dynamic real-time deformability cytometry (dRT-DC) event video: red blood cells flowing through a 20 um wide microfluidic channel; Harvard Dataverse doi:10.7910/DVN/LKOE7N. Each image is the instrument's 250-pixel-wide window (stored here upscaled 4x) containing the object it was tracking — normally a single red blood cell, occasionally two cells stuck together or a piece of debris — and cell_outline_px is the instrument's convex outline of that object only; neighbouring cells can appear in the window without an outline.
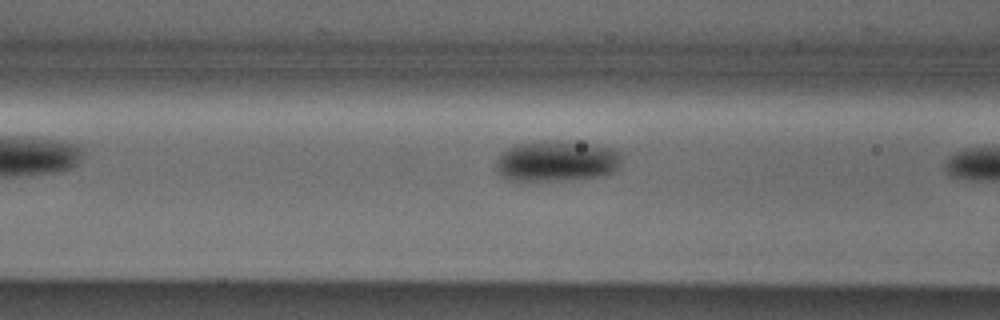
{"species": "Egyptian fruit bat (a non-hibernating species)", "species_latin": "Rousettus aegyptiacus", "temperature_condition": "cold", "stored_images_in_passage": 7, "camera_frame_rate_fps": 3000, "um_per_image_px": 0.085, "animal": {"sex": "male"}, "frame": {"image": 1, "passage_image": 5, "time_ms": 1.333, "image_size_px": [1000, 320], "cell_outline_px": [[624, 156], [620, 164], [612, 172], [600, 176], [572, 180], [508, 180], [500, 176], [496, 172], [496, 160], [500, 152], [516, 144], [540, 140], [556, 140], [588, 144], [616, 148], [624, 152]], "centroid_in_image_um": [47.32, 13.68], "position_along_channel_um": 119.3, "area_um2": 30.52}}